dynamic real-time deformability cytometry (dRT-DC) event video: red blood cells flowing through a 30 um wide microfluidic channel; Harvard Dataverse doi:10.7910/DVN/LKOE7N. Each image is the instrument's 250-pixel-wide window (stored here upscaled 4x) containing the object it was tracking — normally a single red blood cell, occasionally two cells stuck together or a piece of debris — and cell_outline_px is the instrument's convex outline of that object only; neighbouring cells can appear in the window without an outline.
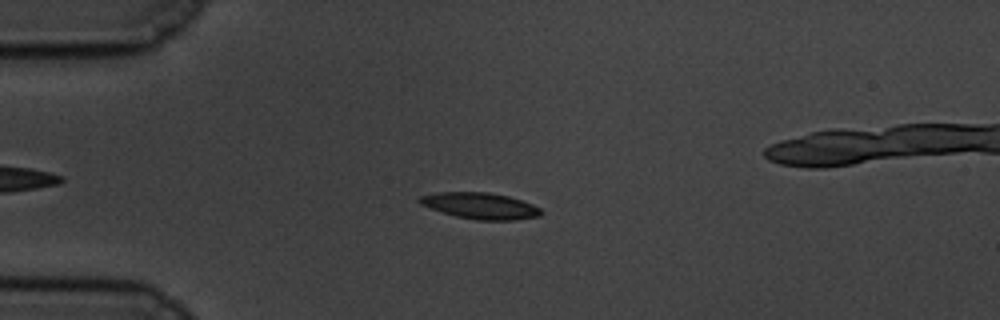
{"species": "common noctule bat (a hibernating species)", "species_latin": "Nyctalus noctula", "temperature_condition": "cold", "stored_images_in_passage": 45, "camera_frame_rate_fps": 3000, "um_per_image_px": 0.085, "animal": {"sex": "male", "body_mass_g": 19.5, "forearm_length_mm": 54.6}, "frame": {"image": 1, "passage_image": 1, "time_ms": 0.0, "image_size_px": [1000, 320], "cell_outline_px": [[544, 212], [540, 216], [516, 220], [476, 220], [456, 216], [420, 204], [416, 200], [420, 196], [436, 192], [488, 192], [508, 196], [532, 204], [540, 208]], "centroid_in_image_um": [40.84, 17.49], "position_along_channel_um": 44.2, "area_um2": 18.55}}
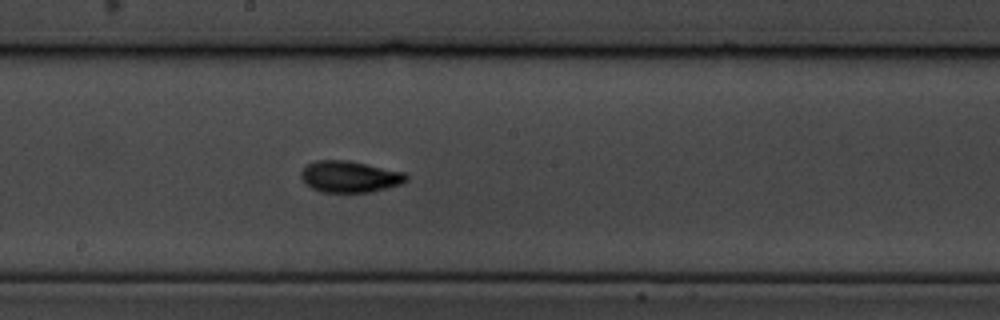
{"frame": {"image": 2, "passage_image": 18, "time_ms": 5.667, "image_size_px": [1000, 320], "cell_outline_px": [[408, 180], [400, 184], [368, 192], [320, 192], [312, 188], [300, 176], [300, 172], [308, 164], [316, 160], [348, 160], [404, 172], [408, 176]], "centroid_in_image_um": [29.72, 15.01], "position_along_channel_um": 218.5, "area_um2": 19.07}}
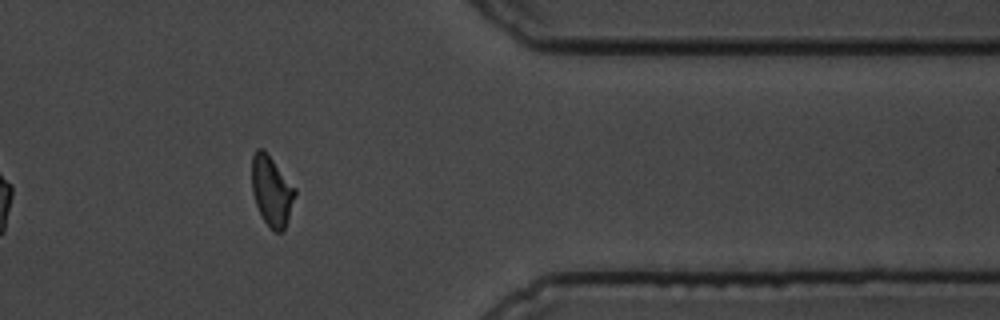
{"frame": {"image": 3, "passage_image": 34, "time_ms": 11.0, "image_size_px": [1000, 320], "cell_outline_px": [[296, 192], [284, 232], [272, 232], [264, 220], [256, 204], [252, 192], [252, 156], [256, 148], [264, 148], [296, 188]], "centroid_in_image_um": [23.09, 16.21], "position_along_channel_um": 388.3, "area_um2": 17.74}}